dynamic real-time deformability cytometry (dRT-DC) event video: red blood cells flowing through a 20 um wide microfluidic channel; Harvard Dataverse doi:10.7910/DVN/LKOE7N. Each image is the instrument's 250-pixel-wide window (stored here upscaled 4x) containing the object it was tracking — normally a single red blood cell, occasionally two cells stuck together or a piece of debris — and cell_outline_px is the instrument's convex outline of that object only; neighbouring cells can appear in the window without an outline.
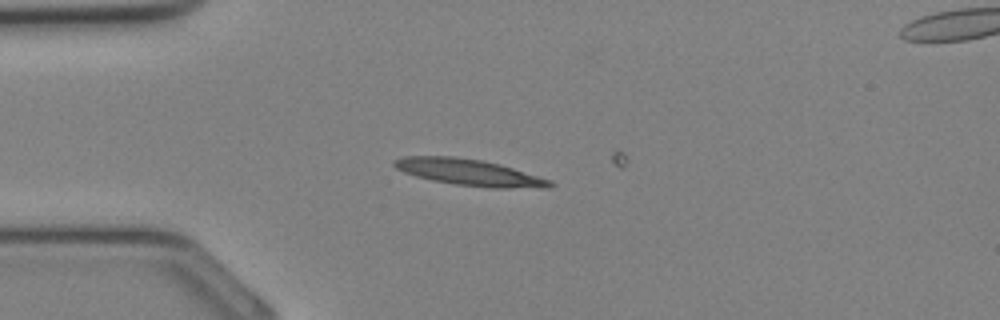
{"species": "Egyptian fruit bat (a non-hibernating species)", "species_latin": "Rousettus aegyptiacus", "temperature_condition": "cold", "stored_images_in_passage": 2, "camera_frame_rate_fps": 3000, "um_per_image_px": 0.085, "animal": {"sex": "female"}, "frame": {"image": 1, "passage_image": 1, "time_ms": 0.0, "image_size_px": [1000, 320], "cell_outline_px": [[556, 184], [552, 188], [492, 188], [456, 184], [432, 180], [416, 176], [404, 172], [396, 168], [392, 164], [392, 160], [404, 156], [452, 156], [480, 160], [500, 164], [552, 180]], "centroid_in_image_um": [39.93, 14.66], "position_along_channel_um": 45.1, "area_um2": 24.04}}